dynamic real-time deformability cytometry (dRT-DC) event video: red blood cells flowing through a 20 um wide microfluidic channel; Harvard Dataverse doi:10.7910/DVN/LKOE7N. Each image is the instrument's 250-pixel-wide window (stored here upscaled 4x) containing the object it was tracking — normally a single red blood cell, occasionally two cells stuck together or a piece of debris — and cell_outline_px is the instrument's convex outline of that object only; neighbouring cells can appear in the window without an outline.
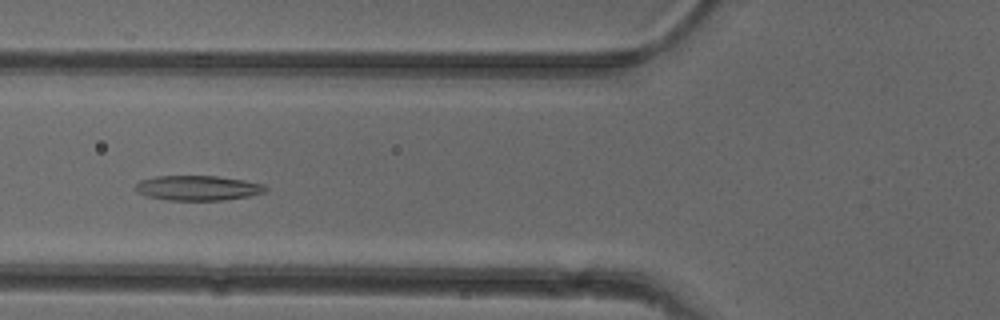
{"species": "common noctule bat (a hibernating species)", "species_latin": "Nyctalus noctula", "temperature_condition": "cold", "stored_images_in_passage": 49, "camera_frame_rate_fps": 3000, "um_per_image_px": 0.085, "animal": {"sex": "female"}, "frame": {"image": 1, "passage_image": 17, "time_ms": 5.333, "image_size_px": [1000, 320], "cell_outline_px": [[268, 188], [264, 192], [248, 196], [224, 200], [168, 200], [148, 196], [136, 192], [136, 184], [140, 180], [156, 176], [216, 176], [244, 180], [264, 184]], "centroid_in_image_um": [16.82, 15.97], "position_along_channel_um": 109.0, "area_um2": 18.79}}
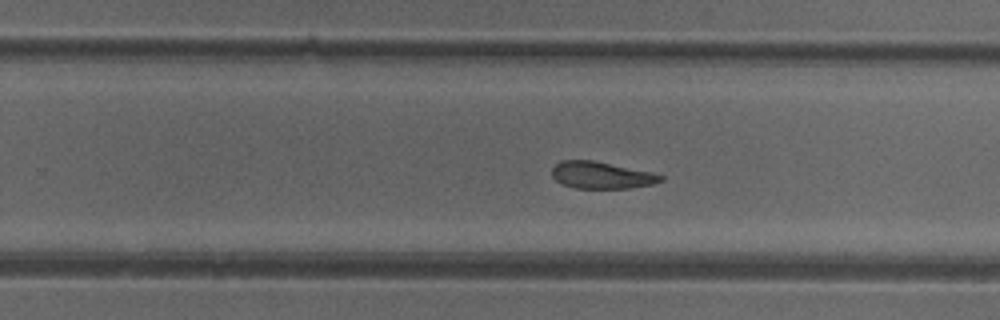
{"frame": {"image": 2, "passage_image": 30, "time_ms": 9.667, "image_size_px": [1000, 320], "cell_outline_px": [[664, 180], [652, 184], [628, 188], [576, 188], [560, 184], [552, 176], [552, 168], [560, 160], [592, 160], [652, 172], [664, 176]], "centroid_in_image_um": [51.1, 14.89], "position_along_channel_um": 278.7, "area_um2": 17.05}}
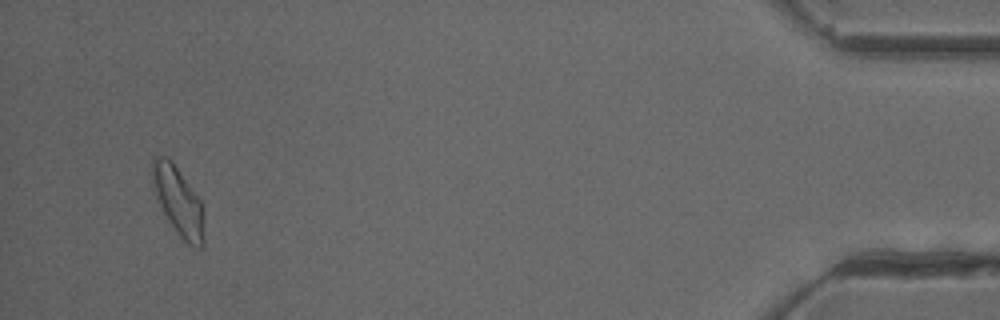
{"frame": {"image": 3, "passage_image": 47, "time_ms": 15.333, "image_size_px": [1000, 320], "cell_outline_px": [[204, 244], [200, 248], [196, 248], [188, 244], [176, 232], [168, 220], [156, 196], [152, 184], [152, 156], [156, 152], [168, 156], [172, 160], [200, 200], [204, 240]], "centroid_in_image_um": [15.11, 17.02], "position_along_channel_um": 420.1, "area_um2": 20.58}, "authors_computed_cell_mechanics": {"area_um2": 19.074, "velocity_mm_per_s": 3.9191, "shape_relaxation_time_tau1_ms": null, "shape_relaxation_time_tau2_ms": 3.3996, "deformation_change_tau1": null, "deformation_change_tau2": 0.1045}}